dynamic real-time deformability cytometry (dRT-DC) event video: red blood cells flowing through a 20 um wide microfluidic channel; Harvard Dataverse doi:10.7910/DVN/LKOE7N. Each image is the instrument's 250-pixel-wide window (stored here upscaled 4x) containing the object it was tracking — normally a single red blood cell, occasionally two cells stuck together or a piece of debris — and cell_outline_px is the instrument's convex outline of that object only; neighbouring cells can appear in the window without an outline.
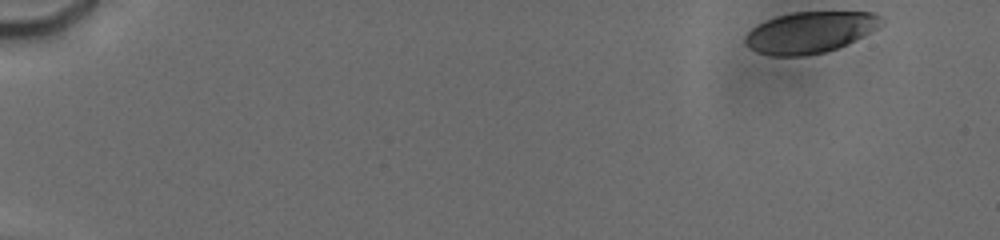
{"species": "human", "species_latin": "Homo sapiens", "temperature_condition": "cold", "stored_images_in_passage": 59, "camera_frame_rate_fps": 3000, "um_per_image_px": 0.085, "donor": {"sex": "male"}, "frame": {"image": 1, "passage_image": 1, "time_ms": 0.0, "image_size_px": [1000, 240], "cell_outline_px": [[880, 16], [876, 28], [836, 48], [824, 52], [804, 56], [772, 56], [760, 52], [744, 44], [744, 36], [756, 24], [776, 16], [792, 12], [872, 12]], "centroid_in_image_um": [68.74, 2.74], "position_along_channel_um": 16.3, "area_um2": 32.08}}
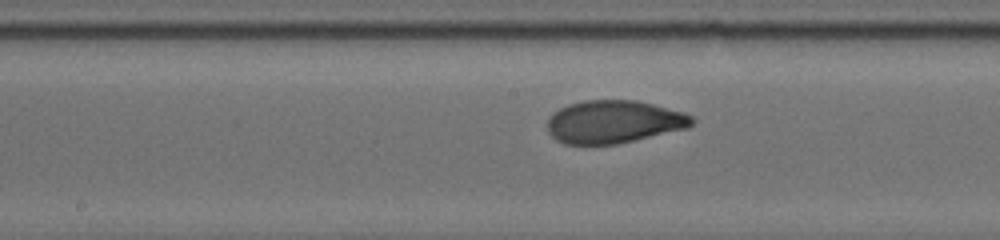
{"frame": {"image": 2, "passage_image": 36, "time_ms": 9.0, "image_size_px": [1000, 240], "cell_outline_px": [[696, 120], [688, 128], [616, 144], [564, 144], [556, 140], [548, 132], [548, 116], [552, 112], [568, 104], [584, 100], [636, 100], [684, 112], [692, 116]], "centroid_in_image_um": [52.16, 10.35], "position_along_channel_um": 196.0, "area_um2": 36.18}}
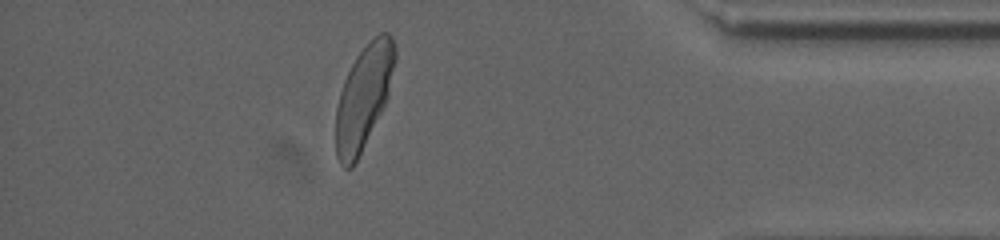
{"frame": {"image": 3, "passage_image": 53, "time_ms": 15.333, "image_size_px": [1000, 240], "cell_outline_px": [[396, 60], [388, 92], [384, 104], [352, 168], [344, 168], [340, 164], [336, 156], [336, 108], [340, 92], [344, 80], [356, 56], [368, 40], [380, 32], [388, 32], [392, 36], [396, 48]], "centroid_in_image_um": [30.9, 8.18], "position_along_channel_um": 404.3, "area_um2": 35.2}, "authors_computed_cell_mechanics": {"area_um2": 35.7204, "velocity_mm_per_s": 3.7791, "shape_relaxation_time_tau1_ms": 3.2402, "shape_relaxation_time_tau2_ms": 0.7456, "deformation_change_tau1": 0.155, "deformation_change_tau2": 0.0538}}